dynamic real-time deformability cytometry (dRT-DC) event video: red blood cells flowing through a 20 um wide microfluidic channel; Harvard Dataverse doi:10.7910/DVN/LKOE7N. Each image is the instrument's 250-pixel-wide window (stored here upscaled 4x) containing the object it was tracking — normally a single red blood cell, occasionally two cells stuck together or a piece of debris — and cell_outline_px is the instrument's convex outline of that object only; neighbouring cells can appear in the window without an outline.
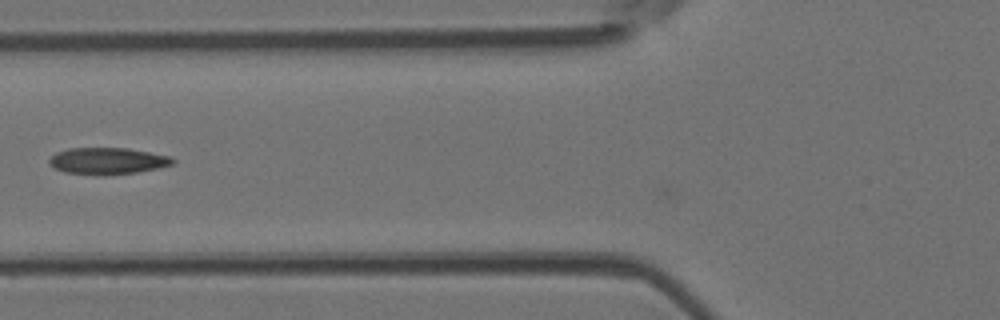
{"species": "Egyptian fruit bat (a non-hibernating species)", "species_latin": "Rousettus aegyptiacus", "temperature_condition": "room temperature", "stored_images_in_passage": 35, "camera_frame_rate_fps": 3000, "um_per_image_px": 0.085, "animal": {"sex": "female"}, "frame": {"image": 1, "passage_image": 3, "time_ms": 0.667, "image_size_px": [1000, 320], "cell_outline_px": [[176, 164], [160, 168], [136, 172], [104, 176], [64, 172], [48, 164], [48, 160], [56, 152], [68, 148], [128, 148], [172, 156], [176, 160]], "centroid_in_image_um": [9.19, 13.68], "position_along_channel_um": 116.6, "area_um2": 19.54}}
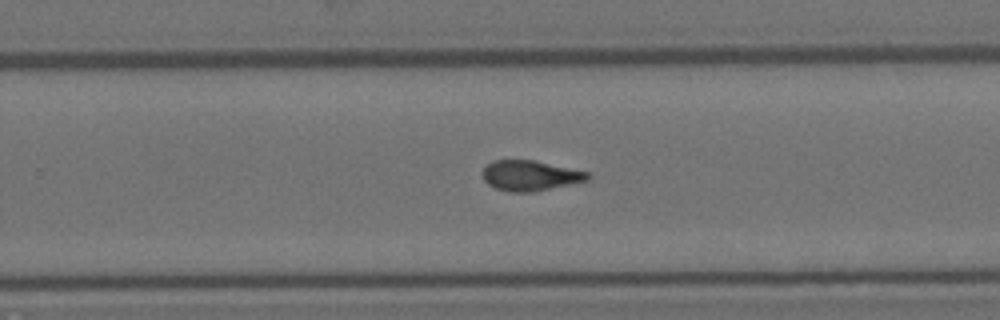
{"frame": {"image": 2, "passage_image": 16, "time_ms": 5.0, "image_size_px": [1000, 320], "cell_outline_px": [[592, 180], [532, 192], [508, 192], [496, 188], [488, 184], [484, 180], [480, 172], [492, 160], [532, 160], [592, 172]], "centroid_in_image_um": [45.11, 14.93], "position_along_channel_um": 284.7, "area_um2": 18.9}}
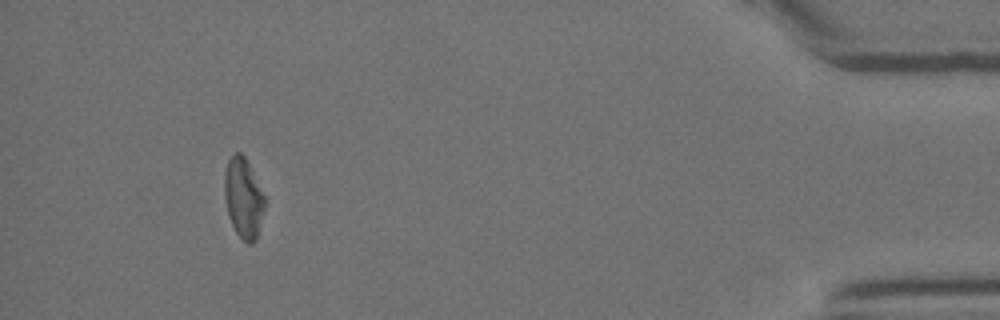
{"frame": {"image": 3, "passage_image": 31, "time_ms": 10.0, "image_size_px": [1000, 320], "cell_outline_px": [[264, 208], [256, 240], [252, 244], [248, 244], [236, 232], [228, 216], [224, 196], [224, 176], [228, 160], [232, 152], [240, 152], [244, 156], [264, 196]], "centroid_in_image_um": [20.66, 16.83], "position_along_channel_um": 414.5, "area_um2": 18.5}, "authors_computed_cell_mechanics": {"area_um2": 18.9006, "velocity_mm_per_s": 3.8848, "shape_relaxation_time_tau1_ms": null, "shape_relaxation_time_tau2_ms": 3.048, "deformation_change_tau1": null, "deformation_change_tau2": 0.0798}}